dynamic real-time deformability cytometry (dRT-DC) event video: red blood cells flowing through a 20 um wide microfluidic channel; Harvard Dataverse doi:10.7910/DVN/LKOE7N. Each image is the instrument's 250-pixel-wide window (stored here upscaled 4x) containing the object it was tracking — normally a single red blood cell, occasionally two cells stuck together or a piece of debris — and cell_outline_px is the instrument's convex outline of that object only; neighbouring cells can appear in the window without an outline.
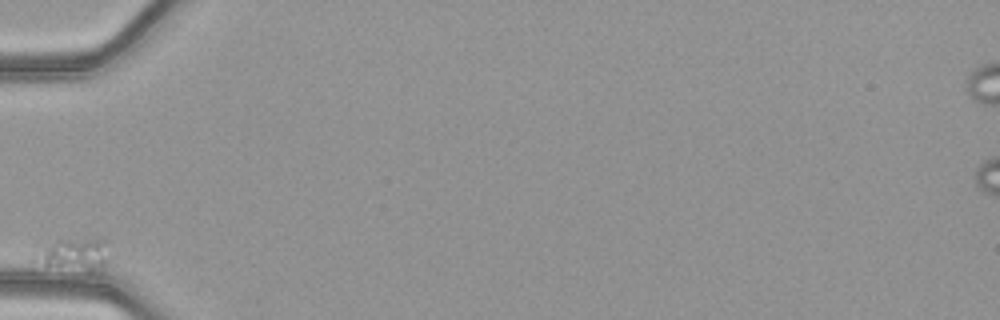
{"species": "common noctule bat (a hibernating species)", "species_latin": "Nyctalus noctula", "temperature_condition": "warm", "stored_images_in_passage": 35, "camera_frame_rate_fps": 3000, "um_per_image_px": 0.085, "animal": {"sex": "female", "body_mass_g": 21.9}, "frame": {"image": 1, "passage_image": 1, "time_ms": 0.0, "image_size_px": [1000, 320], "cell_outline_px": [[104, 264], [100, 272], [92, 272], [44, 264], [44, 252], [48, 244], [56, 240], [104, 240]], "centroid_in_image_um": [6.47, 21.65], "position_along_channel_um": 78.5, "area_um2": 12.02}}
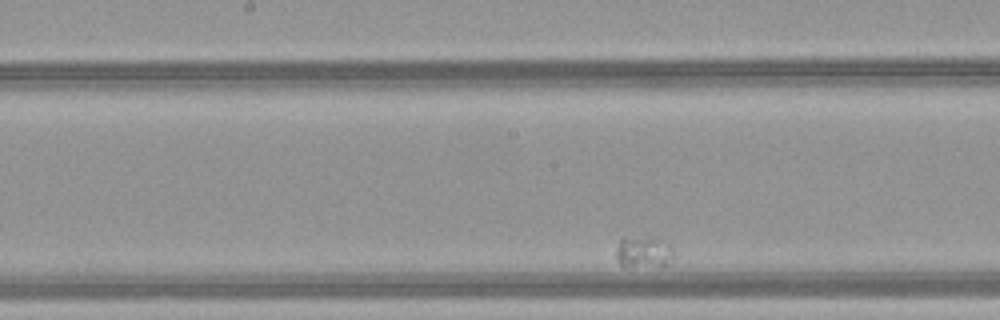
{"frame": {"image": 2, "passage_image": 16, "time_ms": 5.0, "image_size_px": [1000, 320], "cell_outline_px": [[672, 268], [624, 268], [616, 260], [616, 248], [620, 236], [660, 236], [672, 248]], "centroid_in_image_um": [54.73, 21.46], "position_along_channel_um": 193.5, "area_um2": 12.02}}
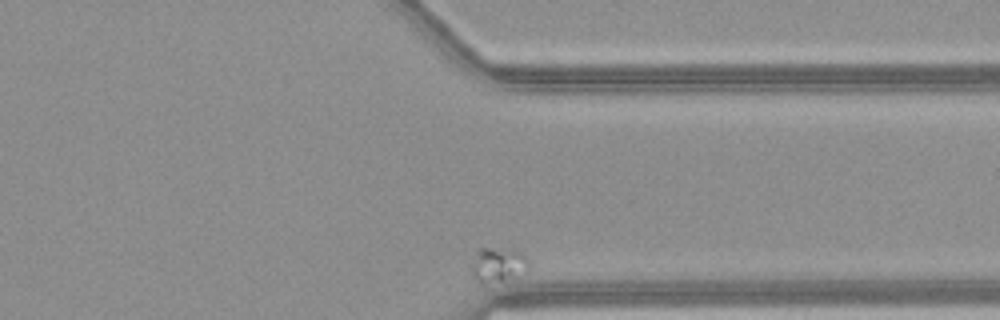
{"frame": {"image": 3, "passage_image": 35, "time_ms": 11.333, "image_size_px": [1000, 320], "cell_outline_px": [[528, 272], [500, 280], [484, 284], [480, 284], [472, 276], [472, 264], [476, 248], [488, 248], [516, 252], [524, 256], [528, 260]], "centroid_in_image_um": [42.27, 22.53], "position_along_channel_um": 369.1, "area_um2": 11.21}}